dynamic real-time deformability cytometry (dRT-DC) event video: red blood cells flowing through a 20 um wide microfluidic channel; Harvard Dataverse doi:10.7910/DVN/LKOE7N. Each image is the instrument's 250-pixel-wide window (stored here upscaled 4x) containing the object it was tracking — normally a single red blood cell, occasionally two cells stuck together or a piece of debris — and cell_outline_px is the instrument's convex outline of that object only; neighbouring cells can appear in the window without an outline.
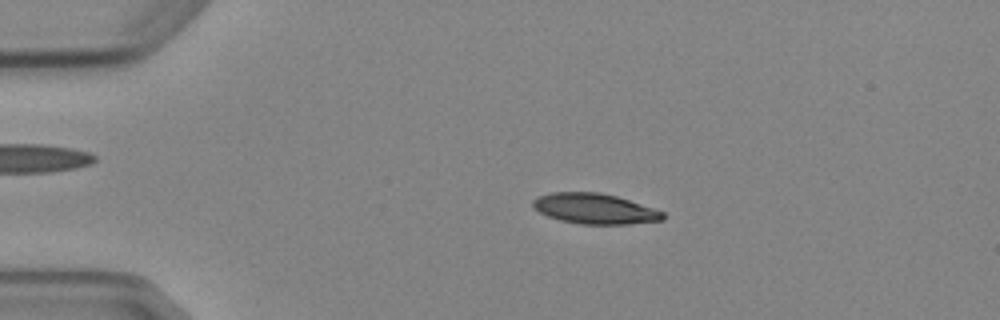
{"species": "Egyptian fruit bat (a non-hibernating species)", "species_latin": "Rousettus aegyptiacus", "temperature_condition": "cold", "stored_images_in_passage": 5, "camera_frame_rate_fps": 3000, "um_per_image_px": 0.085, "animal": {"sex": "female"}, "frame": {"image": 1, "passage_image": 3, "time_ms": 2.0, "image_size_px": [1000, 320], "cell_outline_px": [[668, 216], [664, 220], [628, 224], [580, 224], [560, 220], [548, 216], [532, 208], [532, 200], [540, 196], [552, 192], [600, 192], [616, 196], [664, 212]], "centroid_in_image_um": [50.55, 17.74], "position_along_channel_um": 34.4, "area_um2": 23.0}}
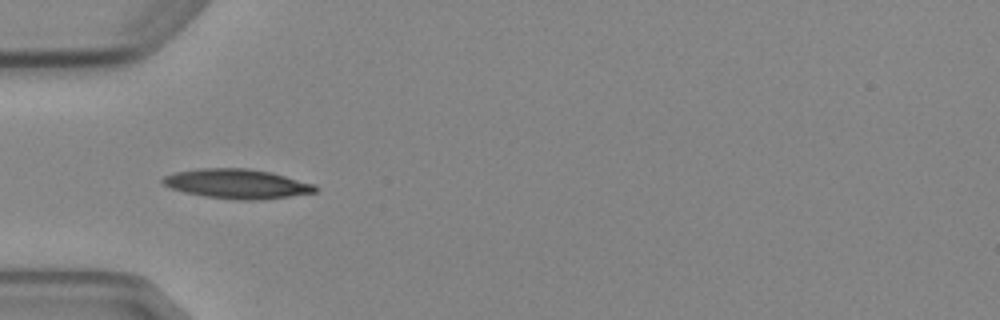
{"frame": {"image": 2, "passage_image": 4, "time_ms": 4.0, "image_size_px": [1000, 320], "cell_outline_px": [[316, 192], [260, 200], [240, 200], [204, 196], [184, 192], [172, 188], [164, 184], [160, 180], [164, 176], [176, 172], [196, 168], [248, 168], [272, 172], [316, 184]], "centroid_in_image_um": [20.15, 15.61], "position_along_channel_um": 64.8, "area_um2": 26.24}}
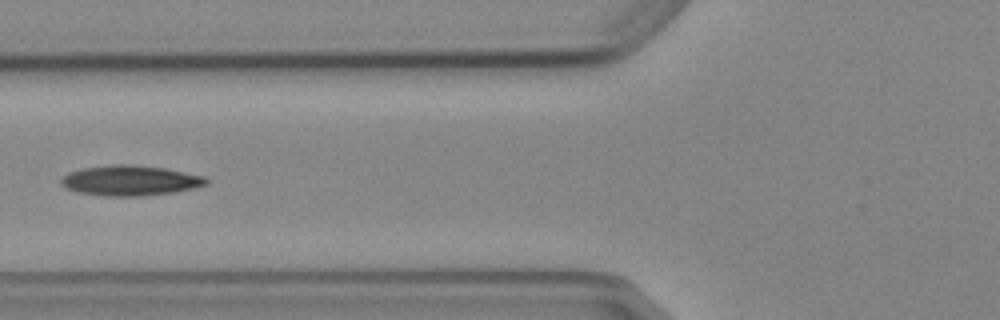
{"frame": {"image": 3, "passage_image": 5, "time_ms": 5.333, "image_size_px": [1000, 320], "cell_outline_px": [[208, 184], [192, 188], [172, 192], [144, 196], [104, 196], [80, 192], [64, 188], [60, 184], [60, 180], [68, 172], [80, 168], [112, 164], [132, 164], [164, 168], [204, 176], [208, 180]], "centroid_in_image_um": [11.02, 15.34], "position_along_channel_um": 114.8, "area_um2": 25.61}}